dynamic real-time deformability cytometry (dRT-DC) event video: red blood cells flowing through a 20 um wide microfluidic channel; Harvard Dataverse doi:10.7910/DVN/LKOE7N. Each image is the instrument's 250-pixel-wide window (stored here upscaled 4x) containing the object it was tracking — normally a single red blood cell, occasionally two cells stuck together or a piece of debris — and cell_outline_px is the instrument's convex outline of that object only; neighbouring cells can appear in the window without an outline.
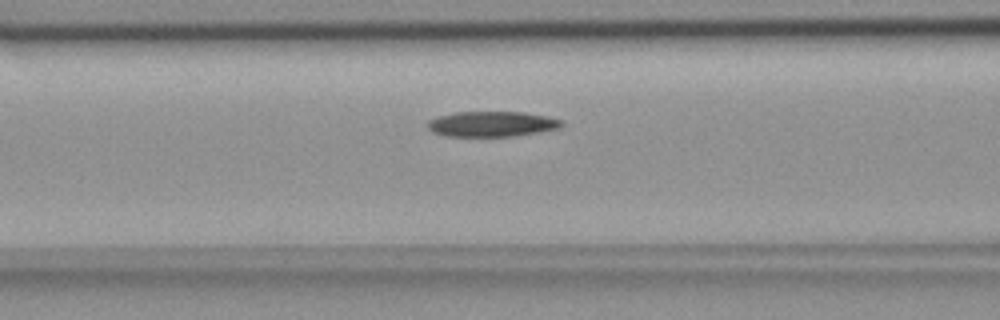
{"species": "common noctule bat (a hibernating species)", "species_latin": "Nyctalus noctula", "temperature_condition": "room temperature", "stored_images_in_passage": 51, "camera_frame_rate_fps": 3000, "um_per_image_px": 0.085, "animal": {"sex": "female", "body_mass_g": 18.4}, "frame": {"image": 1, "passage_image": 18, "time_ms": 5.667, "image_size_px": [1000, 320], "cell_outline_px": [[564, 124], [560, 128], [540, 132], [512, 136], [444, 136], [432, 132], [428, 128], [428, 120], [440, 116], [456, 112], [524, 112], [548, 116], [560, 120]], "centroid_in_image_um": [41.82, 10.54], "position_along_channel_um": 124.8, "area_um2": 19.77}}
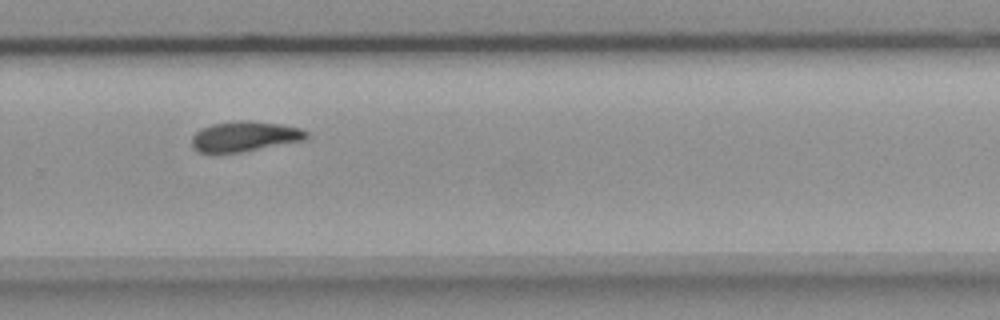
{"frame": {"image": 2, "passage_image": 33, "time_ms": 10.667, "image_size_px": [1000, 320], "cell_outline_px": [[308, 136], [304, 140], [240, 152], [200, 152], [192, 144], [192, 136], [200, 128], [212, 124], [240, 120], [248, 120], [280, 124], [300, 128], [308, 132]], "centroid_in_image_um": [20.81, 11.58], "position_along_channel_um": 309.0, "area_um2": 19.88}}
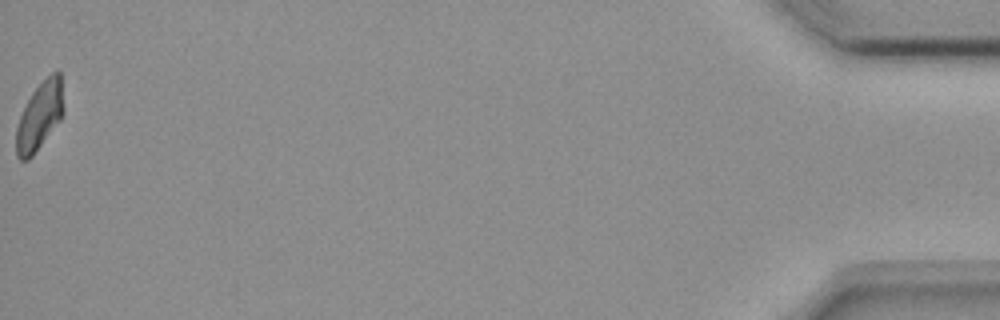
{"frame": {"image": 3, "passage_image": 51, "time_ms": 16.667, "image_size_px": [1000, 320], "cell_outline_px": [[64, 112], [60, 120], [32, 156], [28, 160], [20, 160], [16, 156], [16, 128], [20, 116], [32, 92], [56, 68], [60, 72], [64, 108]], "centroid_in_image_um": [3.38, 9.86], "position_along_channel_um": 431.8, "area_um2": 18.61}, "authors_computed_cell_mechanics": {"area_um2": 19.8832, "velocity_mm_per_s": 3.6968, "shape_relaxation_time_tau1_ms": 11.113, "shape_relaxation_time_tau2_ms": 9.5349, "deformation_change_tau1": 0.2372, "deformation_change_tau2": 0.176}}